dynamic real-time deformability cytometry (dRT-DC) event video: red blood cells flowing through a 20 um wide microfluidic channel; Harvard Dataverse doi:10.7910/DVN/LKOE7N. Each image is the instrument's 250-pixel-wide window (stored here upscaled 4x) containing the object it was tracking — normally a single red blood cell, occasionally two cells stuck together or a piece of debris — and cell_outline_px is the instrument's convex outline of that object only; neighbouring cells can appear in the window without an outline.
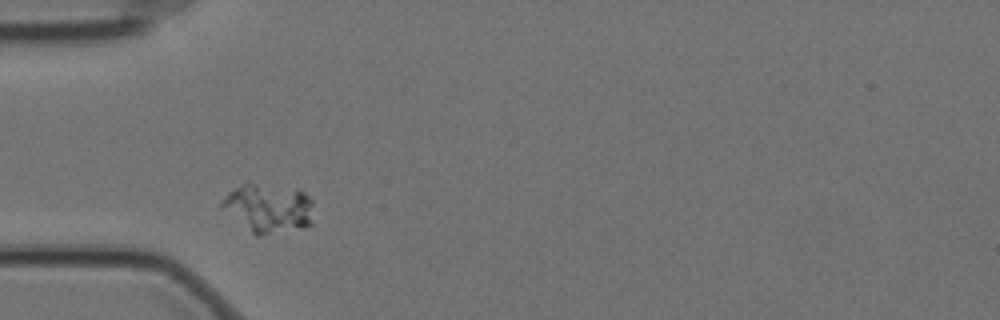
{"species": "Egyptian fruit bat (a non-hibernating species)", "species_latin": "Rousettus aegyptiacus", "temperature_condition": "cold", "stored_images_in_passage": 1, "camera_frame_rate_fps": 3000, "um_per_image_px": 0.085, "animal": {"sex": "female"}, "frame": {"image": 1, "passage_image": 1, "time_ms": 0.0, "image_size_px": [1000, 320], "cell_outline_px": [[312, 224], [304, 228], [260, 236], [256, 236], [220, 208], [220, 204], [228, 192], [248, 180], [304, 192], [312, 200]], "centroid_in_image_um": [22.79, 17.69], "position_along_channel_um": 62.2, "area_um2": 26.47}}